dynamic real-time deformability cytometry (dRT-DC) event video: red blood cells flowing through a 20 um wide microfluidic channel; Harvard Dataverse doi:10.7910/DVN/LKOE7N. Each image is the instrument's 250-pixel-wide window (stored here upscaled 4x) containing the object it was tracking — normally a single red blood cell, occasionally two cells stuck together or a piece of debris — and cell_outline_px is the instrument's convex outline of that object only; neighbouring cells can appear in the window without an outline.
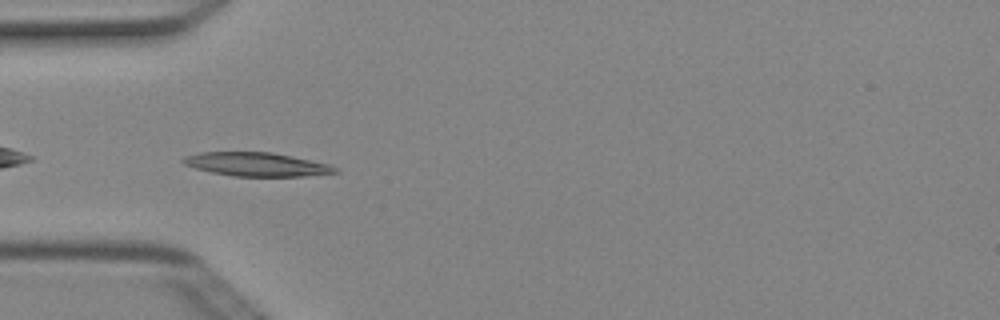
{"species": "Egyptian fruit bat (a non-hibernating species)", "species_latin": "Rousettus aegyptiacus", "temperature_condition": "cold", "stored_images_in_passage": 4, "camera_frame_rate_fps": 3000, "um_per_image_px": 0.085, "animal": {"sex": "female"}, "frame": {"image": 1, "passage_image": 4, "time_ms": 1.0, "image_size_px": [1000, 320], "cell_outline_px": [[340, 172], [304, 176], [232, 176], [212, 172], [196, 168], [184, 164], [180, 160], [184, 156], [200, 152], [272, 152], [332, 164]], "centroid_in_image_um": [21.83, 13.96], "position_along_channel_um": 63.2, "area_um2": 21.04}}